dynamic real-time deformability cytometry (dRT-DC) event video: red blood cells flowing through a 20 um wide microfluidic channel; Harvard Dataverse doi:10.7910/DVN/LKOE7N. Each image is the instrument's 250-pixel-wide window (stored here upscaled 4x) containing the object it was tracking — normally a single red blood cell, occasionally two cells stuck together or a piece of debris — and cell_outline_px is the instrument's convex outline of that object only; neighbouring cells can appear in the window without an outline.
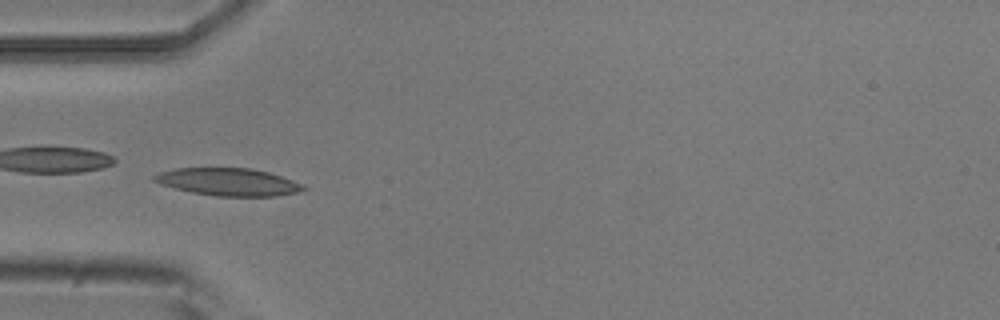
{"species": "common noctule bat (a hibernating species)", "species_latin": "Nyctalus noctula", "temperature_condition": "room temperature", "stored_images_in_passage": 5, "camera_frame_rate_fps": 3000, "um_per_image_px": 0.085, "animal": {"sex": "male", "body_mass_g": 20.5, "forearm_length_mm": 52.5}, "frame": {"image": 1, "passage_image": 4, "time_ms": 1.0, "image_size_px": [1000, 320], "cell_outline_px": [[308, 188], [296, 192], [280, 196], [216, 196], [192, 192], [160, 184], [152, 180], [152, 176], [160, 172], [176, 168], [252, 168], [268, 172], [292, 180]], "centroid_in_image_um": [19.38, 15.46], "position_along_channel_um": 65.6, "area_um2": 23.76}}